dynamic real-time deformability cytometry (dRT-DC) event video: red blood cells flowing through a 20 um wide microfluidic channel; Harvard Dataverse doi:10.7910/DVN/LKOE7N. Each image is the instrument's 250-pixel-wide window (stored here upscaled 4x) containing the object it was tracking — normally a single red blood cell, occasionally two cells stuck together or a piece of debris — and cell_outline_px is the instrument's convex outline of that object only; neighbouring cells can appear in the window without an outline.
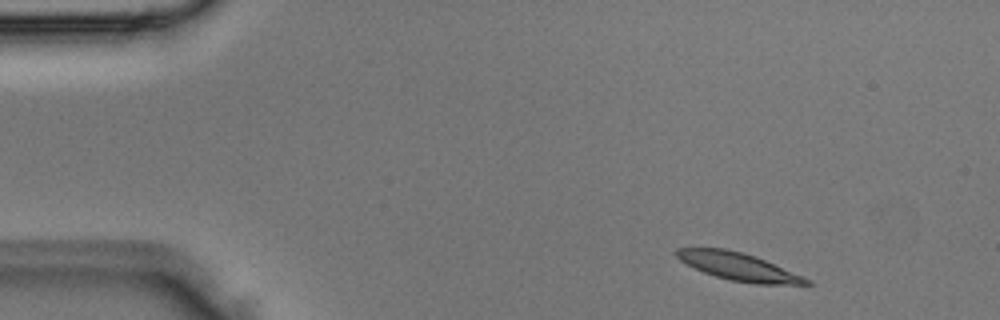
{"species": "Egyptian fruit bat (a non-hibernating species)", "species_latin": "Rousettus aegyptiacus", "temperature_condition": "room temperature", "stored_images_in_passage": 3, "camera_frame_rate_fps": 3000, "um_per_image_px": 0.085, "animal": {"sex": "male"}, "frame": {"image": 1, "passage_image": 1, "time_ms": 0.0, "image_size_px": [1000, 320], "cell_outline_px": [[812, 284], [756, 284], [732, 280], [716, 276], [704, 272], [680, 260], [676, 256], [676, 248], [724, 248], [740, 252], [764, 260], [804, 276], [812, 280]], "centroid_in_image_um": [62.79, 22.66], "position_along_channel_um": 22.2, "area_um2": 20.46}}
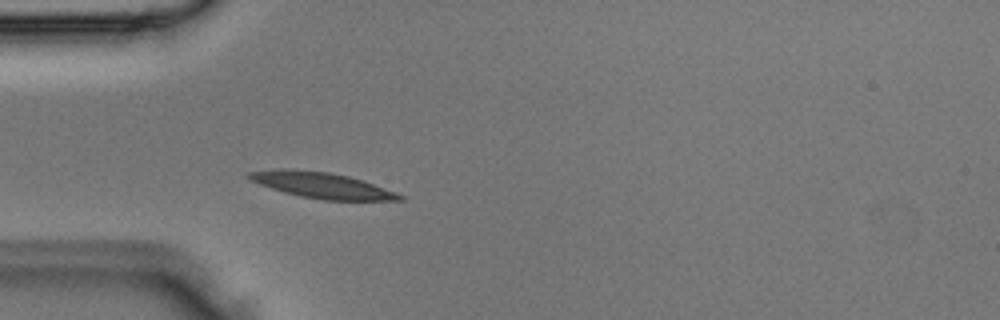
{"frame": {"image": 2, "passage_image": 3, "time_ms": 0.667, "image_size_px": [1000, 320], "cell_outline_px": [[404, 200], [324, 200], [300, 196], [284, 192], [248, 180], [244, 176], [248, 172], [280, 168], [284, 168], [328, 172], [348, 176], [364, 180], [396, 192], [404, 196]], "centroid_in_image_um": [27.33, 15.74], "position_along_channel_um": 57.7, "area_um2": 22.72}}